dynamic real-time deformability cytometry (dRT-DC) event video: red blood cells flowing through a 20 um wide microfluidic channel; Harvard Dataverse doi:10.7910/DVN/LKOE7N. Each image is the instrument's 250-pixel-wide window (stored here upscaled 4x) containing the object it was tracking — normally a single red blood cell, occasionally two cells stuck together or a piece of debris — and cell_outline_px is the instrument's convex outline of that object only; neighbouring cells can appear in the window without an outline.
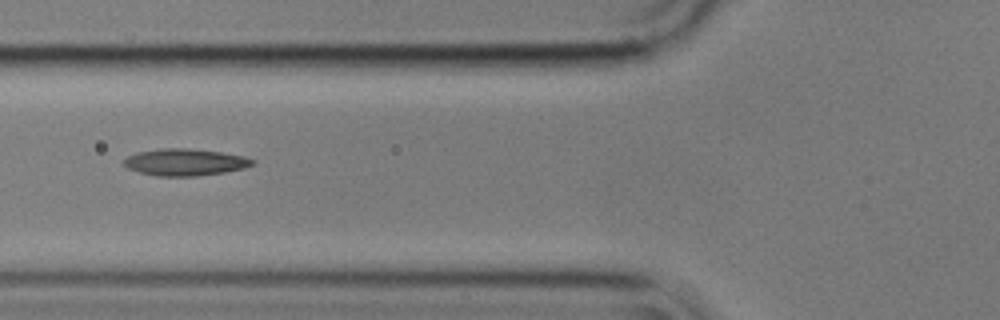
{"species": "common noctule bat (a hibernating species)", "species_latin": "Nyctalus noctula", "temperature_condition": "cold", "stored_images_in_passage": 4, "camera_frame_rate_fps": 3000, "um_per_image_px": 0.085, "animal": {"sex": "male", "body_mass_g": 17.9}, "frame": {"image": 1, "passage_image": 3, "time_ms": 0.667, "image_size_px": [1000, 320], "cell_outline_px": [[256, 164], [244, 168], [224, 172], [196, 176], [156, 176], [140, 172], [128, 168], [124, 164], [124, 160], [128, 156], [136, 152], [160, 148], [188, 148], [220, 152], [244, 156], [256, 160]], "centroid_in_image_um": [15.75, 13.78], "position_along_channel_um": 110.0, "area_um2": 20.17}}
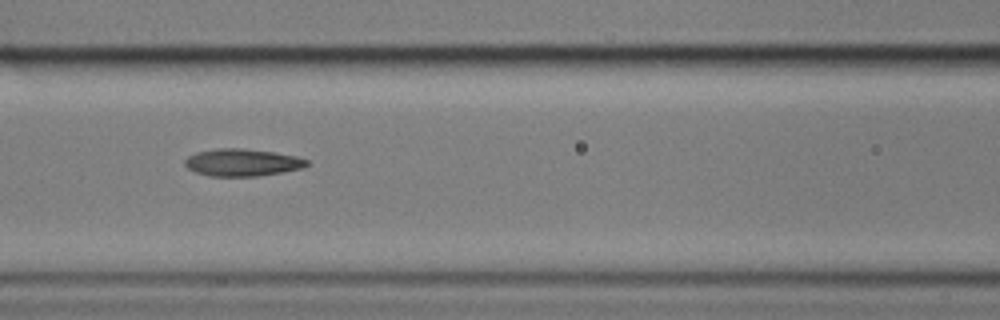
{"frame": {"image": 2, "passage_image": 4, "time_ms": 1.0, "image_size_px": [1000, 320], "cell_outline_px": [[308, 164], [300, 168], [284, 172], [256, 176], [208, 176], [196, 172], [188, 168], [184, 164], [184, 160], [188, 156], [196, 152], [220, 148], [244, 148], [272, 152], [296, 156], [308, 160]], "centroid_in_image_um": [20.56, 13.81], "position_along_channel_um": 146.0, "area_um2": 19.31}}